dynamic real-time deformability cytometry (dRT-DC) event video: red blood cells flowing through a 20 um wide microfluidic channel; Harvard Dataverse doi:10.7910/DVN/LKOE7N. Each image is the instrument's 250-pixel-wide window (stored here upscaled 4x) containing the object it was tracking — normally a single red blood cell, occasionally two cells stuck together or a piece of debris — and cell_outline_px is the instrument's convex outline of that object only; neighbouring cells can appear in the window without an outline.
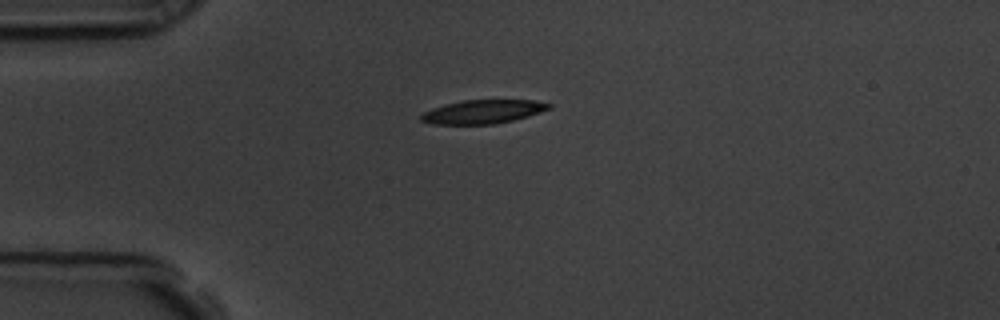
{"species": "common noctule bat (a hibernating species)", "species_latin": "Nyctalus noctula", "temperature_condition": "room temperature", "stored_images_in_passage": 38, "camera_frame_rate_fps": 3000, "um_per_image_px": 0.085, "animal": {"sex": "male", "body_mass_g": 19.5, "forearm_length_mm": 54.6}, "frame": {"image": 1, "passage_image": 1, "time_ms": 0.0, "image_size_px": [1000, 320], "cell_outline_px": [[552, 108], [528, 116], [496, 124], [432, 124], [420, 120], [420, 116], [424, 112], [432, 108], [444, 104], [464, 100], [536, 100], [552, 104]], "centroid_in_image_um": [41.06, 9.49], "position_along_channel_um": 43.9, "area_um2": 17.69}}
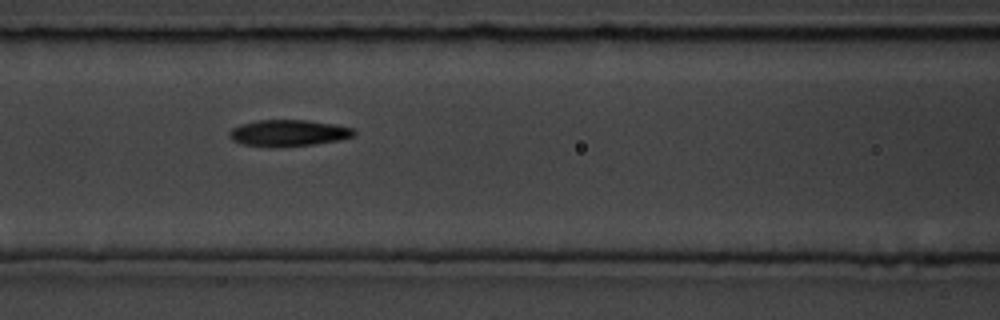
{"frame": {"image": 2, "passage_image": 11, "time_ms": 3.333, "image_size_px": [1000, 320], "cell_outline_px": [[356, 136], [340, 140], [316, 144], [244, 144], [232, 140], [228, 136], [228, 132], [232, 128], [240, 124], [256, 120], [308, 120], [336, 124], [352, 128], [356, 132]], "centroid_in_image_um": [24.58, 11.25], "position_along_channel_um": 142.0, "area_um2": 18.55}}
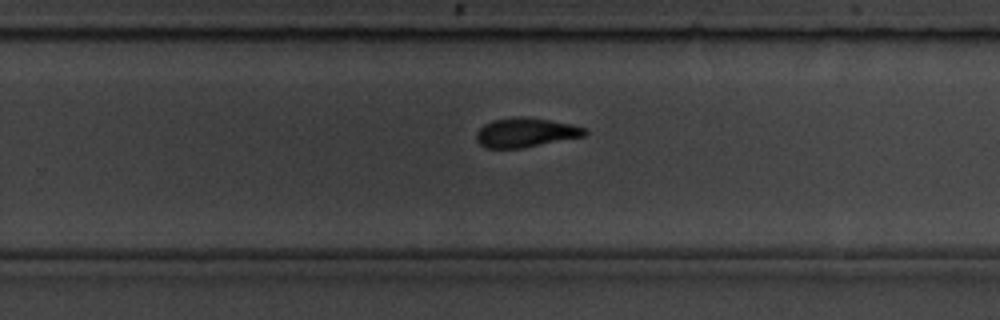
{"frame": {"image": 3, "passage_image": 23, "time_ms": 7.333, "image_size_px": [1000, 320], "cell_outline_px": [[588, 132], [584, 136], [520, 148], [484, 148], [476, 140], [476, 132], [484, 124], [492, 120], [516, 116], [528, 116], [572, 124], [584, 128]], "centroid_in_image_um": [44.64, 11.25], "position_along_channel_um": 285.2, "area_um2": 18.55}, "authors_computed_cell_mechanics": {"area_um2": 18.6983, "velocity_mm_per_s": 3.5902, "shape_relaxation_time_tau1_ms": 3.8706, "shape_relaxation_time_tau2_ms": 5.0324, "deformation_change_tau1": 0.1642, "deformation_change_tau2": 0.1118}}